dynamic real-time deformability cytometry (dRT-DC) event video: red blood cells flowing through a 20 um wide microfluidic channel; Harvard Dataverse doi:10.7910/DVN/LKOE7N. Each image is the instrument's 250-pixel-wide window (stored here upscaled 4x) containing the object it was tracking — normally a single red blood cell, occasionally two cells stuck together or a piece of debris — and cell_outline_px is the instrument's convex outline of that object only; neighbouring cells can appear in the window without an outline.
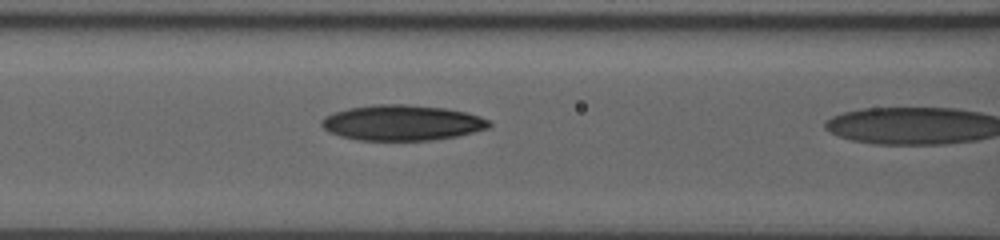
{"species": "human", "species_latin": "Homo sapiens", "temperature_condition": "room temperature", "stored_images_in_passage": 10, "camera_frame_rate_fps": 3000, "um_per_image_px": 0.085, "donor": {"sex": "male"}, "frame": {"image": 1, "passage_image": 9, "time_ms": 2.667, "image_size_px": [1000, 240], "cell_outline_px": [[492, 124], [488, 128], [456, 136], [432, 140], [356, 140], [340, 136], [328, 132], [320, 124], [320, 120], [324, 116], [348, 108], [376, 104], [404, 104], [444, 108], [468, 112], [480, 116], [488, 120]], "centroid_in_image_um": [34.15, 10.43], "position_along_channel_um": 132.5, "area_um2": 34.68}}